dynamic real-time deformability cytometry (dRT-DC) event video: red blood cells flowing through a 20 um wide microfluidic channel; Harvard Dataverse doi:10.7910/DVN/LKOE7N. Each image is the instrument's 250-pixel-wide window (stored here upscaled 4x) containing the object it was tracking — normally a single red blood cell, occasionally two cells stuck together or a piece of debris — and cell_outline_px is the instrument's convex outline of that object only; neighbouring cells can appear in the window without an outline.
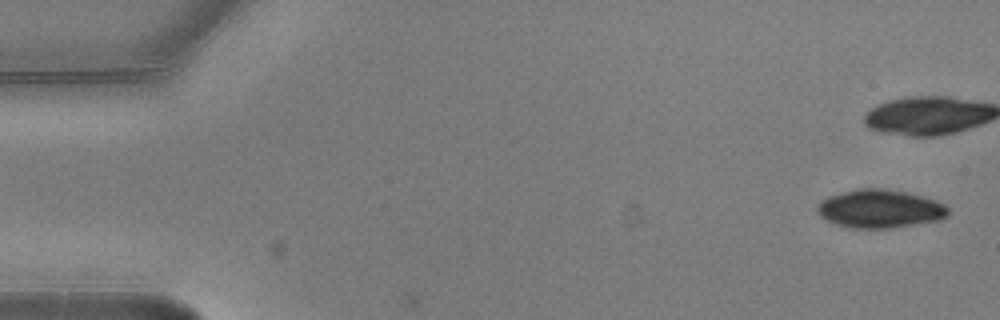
{"species": "common noctule bat (a hibernating species)", "species_latin": "Nyctalus noctula", "temperature_condition": "warm", "stored_images_in_passage": 2, "camera_frame_rate_fps": 3000, "um_per_image_px": 0.085, "animal": {"sex": "male", "body_mass_g": 20.5, "forearm_length_mm": 52.5}, "frame": {"image": 1, "passage_image": 1, "time_ms": 0.0, "image_size_px": [1000, 320], "cell_outline_px": [[948, 216], [940, 220], [892, 228], [852, 228], [836, 224], [824, 220], [816, 212], [816, 208], [820, 200], [828, 196], [856, 188], [884, 188], [908, 192], [936, 200], [944, 204], [948, 208]], "centroid_in_image_um": [74.77, 17.74], "position_along_channel_um": 10.2, "area_um2": 29.59}}